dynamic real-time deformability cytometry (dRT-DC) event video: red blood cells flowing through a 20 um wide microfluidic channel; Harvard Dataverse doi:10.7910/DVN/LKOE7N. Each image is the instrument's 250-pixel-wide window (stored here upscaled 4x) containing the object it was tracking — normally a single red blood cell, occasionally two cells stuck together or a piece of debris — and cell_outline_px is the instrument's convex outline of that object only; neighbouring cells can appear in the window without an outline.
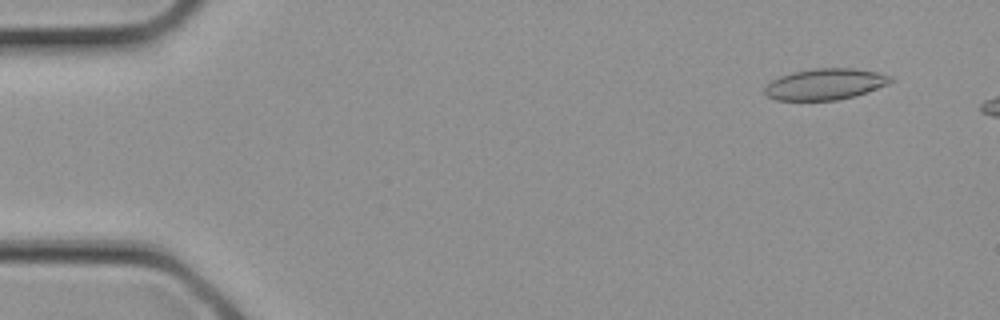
{"species": "common noctule bat (a hibernating species)", "species_latin": "Nyctalus noctula", "temperature_condition": "cold", "stored_images_in_passage": 6, "camera_frame_rate_fps": 3000, "um_per_image_px": 0.085, "animal": {"sex": "female", "body_mass_g": 21.9}, "frame": {"image": 1, "passage_image": 2, "time_ms": 0.333, "image_size_px": [1000, 320], "cell_outline_px": [[896, 80], [888, 84], [856, 96], [836, 100], [776, 100], [768, 96], [764, 92], [764, 88], [772, 80], [780, 76], [792, 72], [812, 68], [856, 68], [880, 72], [892, 76]], "centroid_in_image_um": [70.19, 7.14], "position_along_channel_um": 14.8, "area_um2": 23.12}}